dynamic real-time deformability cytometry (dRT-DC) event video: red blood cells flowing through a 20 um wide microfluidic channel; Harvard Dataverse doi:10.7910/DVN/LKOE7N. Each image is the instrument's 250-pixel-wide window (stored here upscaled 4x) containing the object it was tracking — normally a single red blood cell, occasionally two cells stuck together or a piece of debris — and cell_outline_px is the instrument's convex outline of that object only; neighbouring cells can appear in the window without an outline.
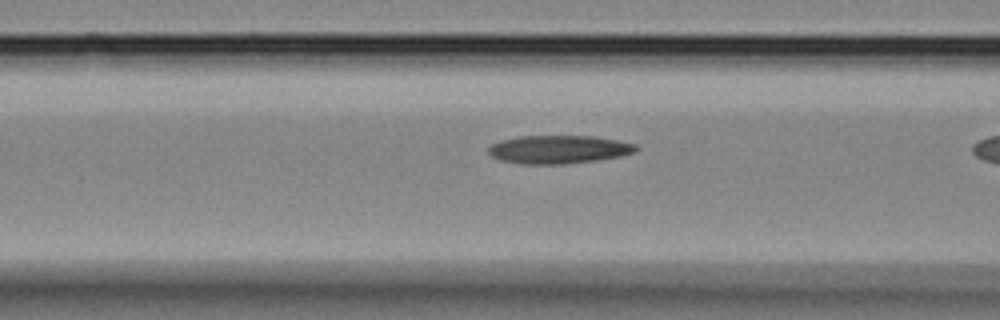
{"species": "Egyptian fruit bat (a non-hibernating species)", "species_latin": "Rousettus aegyptiacus", "temperature_condition": "room temperature", "stored_images_in_passage": 9, "camera_frame_rate_fps": 3000, "um_per_image_px": 0.085, "animal": {"sex": "female"}, "frame": {"image": 1, "passage_image": 8, "time_ms": 2.333, "image_size_px": [1000, 320], "cell_outline_px": [[640, 148], [636, 152], [620, 156], [596, 160], [564, 164], [520, 164], [500, 160], [492, 156], [488, 152], [488, 148], [492, 144], [500, 140], [520, 136], [592, 136], [616, 140], [636, 144]], "centroid_in_image_um": [47.49, 12.7], "position_along_channel_um": 119.1, "area_um2": 24.33}}